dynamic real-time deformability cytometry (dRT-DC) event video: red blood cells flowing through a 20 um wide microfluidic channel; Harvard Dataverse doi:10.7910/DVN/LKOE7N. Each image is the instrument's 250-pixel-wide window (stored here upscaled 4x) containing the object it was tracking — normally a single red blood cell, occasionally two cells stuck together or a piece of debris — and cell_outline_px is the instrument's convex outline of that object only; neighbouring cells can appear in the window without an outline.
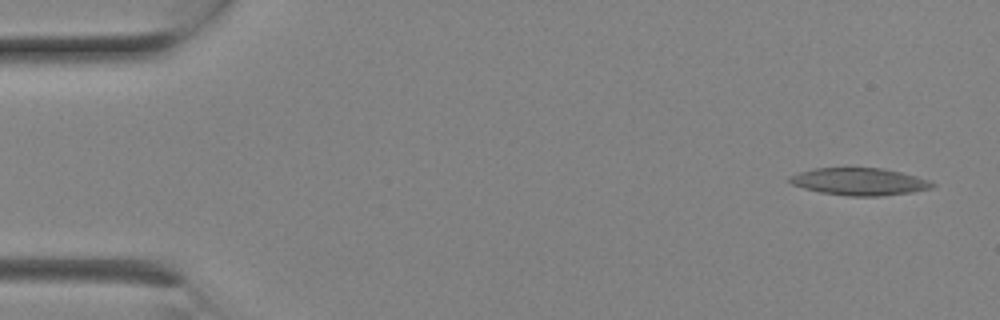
{"species": "Egyptian fruit bat (a non-hibernating species)", "species_latin": "Rousettus aegyptiacus", "temperature_condition": "room temperature", "stored_images_in_passage": 7, "camera_frame_rate_fps": 3000, "um_per_image_px": 0.085, "animal": {"sex": "female"}, "frame": {"image": 1, "passage_image": 1, "time_ms": 0.0, "image_size_px": [1000, 320], "cell_outline_px": [[936, 184], [932, 188], [912, 192], [876, 196], [848, 196], [820, 192], [804, 188], [792, 184], [788, 180], [788, 176], [800, 172], [816, 168], [880, 168], [900, 172], [916, 176], [928, 180]], "centroid_in_image_um": [73.04, 15.44], "position_along_channel_um": 12.0, "area_um2": 22.48}}
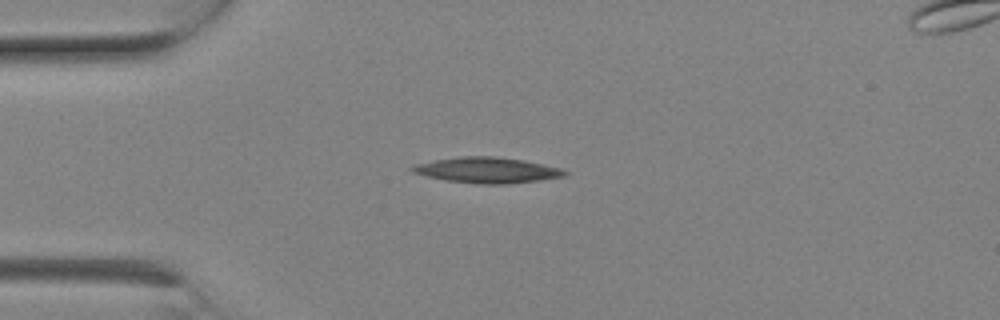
{"frame": {"image": 2, "passage_image": 5, "time_ms": 1.333, "image_size_px": [1000, 320], "cell_outline_px": [[568, 172], [564, 176], [540, 180], [508, 184], [480, 184], [444, 180], [412, 172], [408, 168], [416, 164], [436, 160], [460, 156], [496, 156], [524, 160], [564, 168]], "centroid_in_image_um": [41.44, 14.46], "position_along_channel_um": 43.6, "area_um2": 22.89}}